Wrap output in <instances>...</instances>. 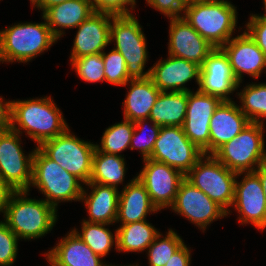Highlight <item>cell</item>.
Here are the masks:
<instances>
[{"mask_svg":"<svg viewBox=\"0 0 266 266\" xmlns=\"http://www.w3.org/2000/svg\"><path fill=\"white\" fill-rule=\"evenodd\" d=\"M159 234L153 243L147 248L150 266H165L170 257L184 244L180 236L173 230H169L163 239Z\"/></svg>","mask_w":266,"mask_h":266,"instance_id":"obj_33","label":"cell"},{"mask_svg":"<svg viewBox=\"0 0 266 266\" xmlns=\"http://www.w3.org/2000/svg\"><path fill=\"white\" fill-rule=\"evenodd\" d=\"M102 58L105 68V81L119 86L127 85L130 78L127 74L125 59L121 53L115 49H112L109 54L103 51Z\"/></svg>","mask_w":266,"mask_h":266,"instance_id":"obj_35","label":"cell"},{"mask_svg":"<svg viewBox=\"0 0 266 266\" xmlns=\"http://www.w3.org/2000/svg\"><path fill=\"white\" fill-rule=\"evenodd\" d=\"M105 225L108 224L83 221L81 233L76 231L77 229H73L76 235L101 258L108 254L114 242L117 245V230L113 236L112 232L105 228Z\"/></svg>","mask_w":266,"mask_h":266,"instance_id":"obj_30","label":"cell"},{"mask_svg":"<svg viewBox=\"0 0 266 266\" xmlns=\"http://www.w3.org/2000/svg\"><path fill=\"white\" fill-rule=\"evenodd\" d=\"M200 70L201 66L194 62L169 55L150 68L149 77L161 92H188L191 90L184 87L185 83L195 78L199 85Z\"/></svg>","mask_w":266,"mask_h":266,"instance_id":"obj_19","label":"cell"},{"mask_svg":"<svg viewBox=\"0 0 266 266\" xmlns=\"http://www.w3.org/2000/svg\"><path fill=\"white\" fill-rule=\"evenodd\" d=\"M239 85L227 54L221 47L214 48L201 66L198 90L216 96L222 101H231L227 95L235 91Z\"/></svg>","mask_w":266,"mask_h":266,"instance_id":"obj_15","label":"cell"},{"mask_svg":"<svg viewBox=\"0 0 266 266\" xmlns=\"http://www.w3.org/2000/svg\"><path fill=\"white\" fill-rule=\"evenodd\" d=\"M93 13L95 11L90 0H68L48 8L43 16L52 34L59 39L64 34L61 29L77 28Z\"/></svg>","mask_w":266,"mask_h":266,"instance_id":"obj_25","label":"cell"},{"mask_svg":"<svg viewBox=\"0 0 266 266\" xmlns=\"http://www.w3.org/2000/svg\"><path fill=\"white\" fill-rule=\"evenodd\" d=\"M66 1L68 0H42V2L37 6V8L42 10L44 13L48 8Z\"/></svg>","mask_w":266,"mask_h":266,"instance_id":"obj_45","label":"cell"},{"mask_svg":"<svg viewBox=\"0 0 266 266\" xmlns=\"http://www.w3.org/2000/svg\"><path fill=\"white\" fill-rule=\"evenodd\" d=\"M86 185L92 188V192L88 195L83 188L80 200L85 201L89 213V220L83 221L108 225L115 223L120 193L118 189L92 182H88Z\"/></svg>","mask_w":266,"mask_h":266,"instance_id":"obj_24","label":"cell"},{"mask_svg":"<svg viewBox=\"0 0 266 266\" xmlns=\"http://www.w3.org/2000/svg\"><path fill=\"white\" fill-rule=\"evenodd\" d=\"M264 5H265V11H266V0H264ZM264 15H266V14H264Z\"/></svg>","mask_w":266,"mask_h":266,"instance_id":"obj_48","label":"cell"},{"mask_svg":"<svg viewBox=\"0 0 266 266\" xmlns=\"http://www.w3.org/2000/svg\"><path fill=\"white\" fill-rule=\"evenodd\" d=\"M19 238L5 222H0V266H10L15 262Z\"/></svg>","mask_w":266,"mask_h":266,"instance_id":"obj_37","label":"cell"},{"mask_svg":"<svg viewBox=\"0 0 266 266\" xmlns=\"http://www.w3.org/2000/svg\"><path fill=\"white\" fill-rule=\"evenodd\" d=\"M122 155L106 154L97 148L92 158V172L89 182L117 188L125 176V161Z\"/></svg>","mask_w":266,"mask_h":266,"instance_id":"obj_28","label":"cell"},{"mask_svg":"<svg viewBox=\"0 0 266 266\" xmlns=\"http://www.w3.org/2000/svg\"><path fill=\"white\" fill-rule=\"evenodd\" d=\"M236 14L235 6L228 1H188L182 18L216 48L231 39Z\"/></svg>","mask_w":266,"mask_h":266,"instance_id":"obj_2","label":"cell"},{"mask_svg":"<svg viewBox=\"0 0 266 266\" xmlns=\"http://www.w3.org/2000/svg\"><path fill=\"white\" fill-rule=\"evenodd\" d=\"M170 56L183 58L202 66L208 54L215 48L182 17L170 19Z\"/></svg>","mask_w":266,"mask_h":266,"instance_id":"obj_17","label":"cell"},{"mask_svg":"<svg viewBox=\"0 0 266 266\" xmlns=\"http://www.w3.org/2000/svg\"><path fill=\"white\" fill-rule=\"evenodd\" d=\"M188 92H160L150 111L151 122L163 126H180L185 122Z\"/></svg>","mask_w":266,"mask_h":266,"instance_id":"obj_27","label":"cell"},{"mask_svg":"<svg viewBox=\"0 0 266 266\" xmlns=\"http://www.w3.org/2000/svg\"><path fill=\"white\" fill-rule=\"evenodd\" d=\"M136 177L146 188L152 204L158 209L171 207L185 175L166 163L144 159Z\"/></svg>","mask_w":266,"mask_h":266,"instance_id":"obj_12","label":"cell"},{"mask_svg":"<svg viewBox=\"0 0 266 266\" xmlns=\"http://www.w3.org/2000/svg\"><path fill=\"white\" fill-rule=\"evenodd\" d=\"M240 213L239 222L252 223L257 229L266 228V199L259 176L246 172L241 182L236 180L233 205Z\"/></svg>","mask_w":266,"mask_h":266,"instance_id":"obj_16","label":"cell"},{"mask_svg":"<svg viewBox=\"0 0 266 266\" xmlns=\"http://www.w3.org/2000/svg\"><path fill=\"white\" fill-rule=\"evenodd\" d=\"M188 1H217V0H188Z\"/></svg>","mask_w":266,"mask_h":266,"instance_id":"obj_47","label":"cell"},{"mask_svg":"<svg viewBox=\"0 0 266 266\" xmlns=\"http://www.w3.org/2000/svg\"><path fill=\"white\" fill-rule=\"evenodd\" d=\"M190 250L183 244L167 261L165 266H190Z\"/></svg>","mask_w":266,"mask_h":266,"instance_id":"obj_41","label":"cell"},{"mask_svg":"<svg viewBox=\"0 0 266 266\" xmlns=\"http://www.w3.org/2000/svg\"><path fill=\"white\" fill-rule=\"evenodd\" d=\"M14 192L15 190L0 178V212L4 213V215L9 204V200Z\"/></svg>","mask_w":266,"mask_h":266,"instance_id":"obj_43","label":"cell"},{"mask_svg":"<svg viewBox=\"0 0 266 266\" xmlns=\"http://www.w3.org/2000/svg\"><path fill=\"white\" fill-rule=\"evenodd\" d=\"M95 12L109 13L114 16L131 15L128 4L134 8L136 0H90Z\"/></svg>","mask_w":266,"mask_h":266,"instance_id":"obj_38","label":"cell"},{"mask_svg":"<svg viewBox=\"0 0 266 266\" xmlns=\"http://www.w3.org/2000/svg\"><path fill=\"white\" fill-rule=\"evenodd\" d=\"M263 130L262 123L251 122L212 155L235 173L255 172L254 165L258 168L266 161Z\"/></svg>","mask_w":266,"mask_h":266,"instance_id":"obj_6","label":"cell"},{"mask_svg":"<svg viewBox=\"0 0 266 266\" xmlns=\"http://www.w3.org/2000/svg\"><path fill=\"white\" fill-rule=\"evenodd\" d=\"M241 174L243 173L229 170L213 155L208 154L196 162L185 178L229 214L228 207L233 205L235 198L236 178Z\"/></svg>","mask_w":266,"mask_h":266,"instance_id":"obj_7","label":"cell"},{"mask_svg":"<svg viewBox=\"0 0 266 266\" xmlns=\"http://www.w3.org/2000/svg\"><path fill=\"white\" fill-rule=\"evenodd\" d=\"M56 245L46 253V259L53 266H111L103 264L101 257L96 255L73 230Z\"/></svg>","mask_w":266,"mask_h":266,"instance_id":"obj_22","label":"cell"},{"mask_svg":"<svg viewBox=\"0 0 266 266\" xmlns=\"http://www.w3.org/2000/svg\"><path fill=\"white\" fill-rule=\"evenodd\" d=\"M115 40V50L126 62L130 79H145L150 70L143 72L147 56L146 39L134 15L113 16L110 23V41Z\"/></svg>","mask_w":266,"mask_h":266,"instance_id":"obj_8","label":"cell"},{"mask_svg":"<svg viewBox=\"0 0 266 266\" xmlns=\"http://www.w3.org/2000/svg\"><path fill=\"white\" fill-rule=\"evenodd\" d=\"M48 158L55 161L68 173L75 175L87 184L92 172V158L96 145L80 140L70 134L68 128L55 138L48 139L37 146Z\"/></svg>","mask_w":266,"mask_h":266,"instance_id":"obj_9","label":"cell"},{"mask_svg":"<svg viewBox=\"0 0 266 266\" xmlns=\"http://www.w3.org/2000/svg\"><path fill=\"white\" fill-rule=\"evenodd\" d=\"M246 26L249 36L266 55V15H251Z\"/></svg>","mask_w":266,"mask_h":266,"instance_id":"obj_39","label":"cell"},{"mask_svg":"<svg viewBox=\"0 0 266 266\" xmlns=\"http://www.w3.org/2000/svg\"><path fill=\"white\" fill-rule=\"evenodd\" d=\"M234 101H222L210 120V155L226 142L232 140L251 121L235 105Z\"/></svg>","mask_w":266,"mask_h":266,"instance_id":"obj_21","label":"cell"},{"mask_svg":"<svg viewBox=\"0 0 266 266\" xmlns=\"http://www.w3.org/2000/svg\"><path fill=\"white\" fill-rule=\"evenodd\" d=\"M171 208L202 230H205L206 226L213 220L228 215L221 206L212 201L186 178L181 182Z\"/></svg>","mask_w":266,"mask_h":266,"instance_id":"obj_14","label":"cell"},{"mask_svg":"<svg viewBox=\"0 0 266 266\" xmlns=\"http://www.w3.org/2000/svg\"><path fill=\"white\" fill-rule=\"evenodd\" d=\"M71 64L78 76L86 82H103L105 80L102 53L73 59Z\"/></svg>","mask_w":266,"mask_h":266,"instance_id":"obj_34","label":"cell"},{"mask_svg":"<svg viewBox=\"0 0 266 266\" xmlns=\"http://www.w3.org/2000/svg\"><path fill=\"white\" fill-rule=\"evenodd\" d=\"M113 16L109 13L95 12L77 27L71 61L86 55L103 52V49L111 43L110 20Z\"/></svg>","mask_w":266,"mask_h":266,"instance_id":"obj_20","label":"cell"},{"mask_svg":"<svg viewBox=\"0 0 266 266\" xmlns=\"http://www.w3.org/2000/svg\"><path fill=\"white\" fill-rule=\"evenodd\" d=\"M29 191H15L5 212V223L22 239H35L47 234L56 223L57 209L44 199L25 197ZM24 196V197H23Z\"/></svg>","mask_w":266,"mask_h":266,"instance_id":"obj_3","label":"cell"},{"mask_svg":"<svg viewBox=\"0 0 266 266\" xmlns=\"http://www.w3.org/2000/svg\"><path fill=\"white\" fill-rule=\"evenodd\" d=\"M30 1L31 4H33L35 7H37L42 2V0H30Z\"/></svg>","mask_w":266,"mask_h":266,"instance_id":"obj_46","label":"cell"},{"mask_svg":"<svg viewBox=\"0 0 266 266\" xmlns=\"http://www.w3.org/2000/svg\"><path fill=\"white\" fill-rule=\"evenodd\" d=\"M19 136V133L11 128L0 131V178L15 191H29L34 151L25 156Z\"/></svg>","mask_w":266,"mask_h":266,"instance_id":"obj_11","label":"cell"},{"mask_svg":"<svg viewBox=\"0 0 266 266\" xmlns=\"http://www.w3.org/2000/svg\"><path fill=\"white\" fill-rule=\"evenodd\" d=\"M42 17L43 23H18L0 31V62H29L58 40Z\"/></svg>","mask_w":266,"mask_h":266,"instance_id":"obj_4","label":"cell"},{"mask_svg":"<svg viewBox=\"0 0 266 266\" xmlns=\"http://www.w3.org/2000/svg\"><path fill=\"white\" fill-rule=\"evenodd\" d=\"M240 110L251 122L262 123L266 118V84H249L240 92Z\"/></svg>","mask_w":266,"mask_h":266,"instance_id":"obj_31","label":"cell"},{"mask_svg":"<svg viewBox=\"0 0 266 266\" xmlns=\"http://www.w3.org/2000/svg\"><path fill=\"white\" fill-rule=\"evenodd\" d=\"M117 230L116 250L124 252L144 251L160 234L146 220L120 225Z\"/></svg>","mask_w":266,"mask_h":266,"instance_id":"obj_29","label":"cell"},{"mask_svg":"<svg viewBox=\"0 0 266 266\" xmlns=\"http://www.w3.org/2000/svg\"><path fill=\"white\" fill-rule=\"evenodd\" d=\"M222 100L216 96L188 91V104L183 129L188 139L210 155V120Z\"/></svg>","mask_w":266,"mask_h":266,"instance_id":"obj_13","label":"cell"},{"mask_svg":"<svg viewBox=\"0 0 266 266\" xmlns=\"http://www.w3.org/2000/svg\"><path fill=\"white\" fill-rule=\"evenodd\" d=\"M75 175L68 173L48 158L38 147L34 149L32 186L45 194V201L55 209L59 201H80L83 187Z\"/></svg>","mask_w":266,"mask_h":266,"instance_id":"obj_5","label":"cell"},{"mask_svg":"<svg viewBox=\"0 0 266 266\" xmlns=\"http://www.w3.org/2000/svg\"><path fill=\"white\" fill-rule=\"evenodd\" d=\"M60 112L50 96L35 100H14L11 101L10 128L19 134H21L20 130H25L39 146L42 142L55 138L68 129Z\"/></svg>","mask_w":266,"mask_h":266,"instance_id":"obj_1","label":"cell"},{"mask_svg":"<svg viewBox=\"0 0 266 266\" xmlns=\"http://www.w3.org/2000/svg\"><path fill=\"white\" fill-rule=\"evenodd\" d=\"M119 193L116 221L122 225L146 220L147 213L158 211L145 186L135 177Z\"/></svg>","mask_w":266,"mask_h":266,"instance_id":"obj_23","label":"cell"},{"mask_svg":"<svg viewBox=\"0 0 266 266\" xmlns=\"http://www.w3.org/2000/svg\"><path fill=\"white\" fill-rule=\"evenodd\" d=\"M221 48L227 54L233 75L239 84L242 82V73L258 78L266 68V55L246 31L230 39Z\"/></svg>","mask_w":266,"mask_h":266,"instance_id":"obj_18","label":"cell"},{"mask_svg":"<svg viewBox=\"0 0 266 266\" xmlns=\"http://www.w3.org/2000/svg\"><path fill=\"white\" fill-rule=\"evenodd\" d=\"M130 89L124 100V119L135 122L140 119H149L160 90L150 77L145 79H130Z\"/></svg>","mask_w":266,"mask_h":266,"instance_id":"obj_26","label":"cell"},{"mask_svg":"<svg viewBox=\"0 0 266 266\" xmlns=\"http://www.w3.org/2000/svg\"><path fill=\"white\" fill-rule=\"evenodd\" d=\"M134 122L124 119L123 122L114 124L107 128L101 139V147L96 148L106 154L118 155L119 152L130 146Z\"/></svg>","mask_w":266,"mask_h":266,"instance_id":"obj_32","label":"cell"},{"mask_svg":"<svg viewBox=\"0 0 266 266\" xmlns=\"http://www.w3.org/2000/svg\"><path fill=\"white\" fill-rule=\"evenodd\" d=\"M149 5L169 18H180L182 17L181 11L184 12L185 5L188 0H146Z\"/></svg>","mask_w":266,"mask_h":266,"instance_id":"obj_40","label":"cell"},{"mask_svg":"<svg viewBox=\"0 0 266 266\" xmlns=\"http://www.w3.org/2000/svg\"><path fill=\"white\" fill-rule=\"evenodd\" d=\"M11 127V101L4 102L0 97V131L8 130Z\"/></svg>","mask_w":266,"mask_h":266,"instance_id":"obj_42","label":"cell"},{"mask_svg":"<svg viewBox=\"0 0 266 266\" xmlns=\"http://www.w3.org/2000/svg\"><path fill=\"white\" fill-rule=\"evenodd\" d=\"M144 122H146V119H140L134 122V131L129 147L130 150L138 148L142 152L143 160L151 157L154 143L157 140L161 129V126L152 122L153 125L151 126V131L149 135L150 137L148 135L147 137H145V135L143 134L145 132V128L143 127Z\"/></svg>","mask_w":266,"mask_h":266,"instance_id":"obj_36","label":"cell"},{"mask_svg":"<svg viewBox=\"0 0 266 266\" xmlns=\"http://www.w3.org/2000/svg\"><path fill=\"white\" fill-rule=\"evenodd\" d=\"M255 173L259 176L264 190V195L266 199V161L263 162L256 170Z\"/></svg>","mask_w":266,"mask_h":266,"instance_id":"obj_44","label":"cell"},{"mask_svg":"<svg viewBox=\"0 0 266 266\" xmlns=\"http://www.w3.org/2000/svg\"><path fill=\"white\" fill-rule=\"evenodd\" d=\"M203 155L185 135L183 127L163 126L149 159L166 163L186 175Z\"/></svg>","mask_w":266,"mask_h":266,"instance_id":"obj_10","label":"cell"}]
</instances>
